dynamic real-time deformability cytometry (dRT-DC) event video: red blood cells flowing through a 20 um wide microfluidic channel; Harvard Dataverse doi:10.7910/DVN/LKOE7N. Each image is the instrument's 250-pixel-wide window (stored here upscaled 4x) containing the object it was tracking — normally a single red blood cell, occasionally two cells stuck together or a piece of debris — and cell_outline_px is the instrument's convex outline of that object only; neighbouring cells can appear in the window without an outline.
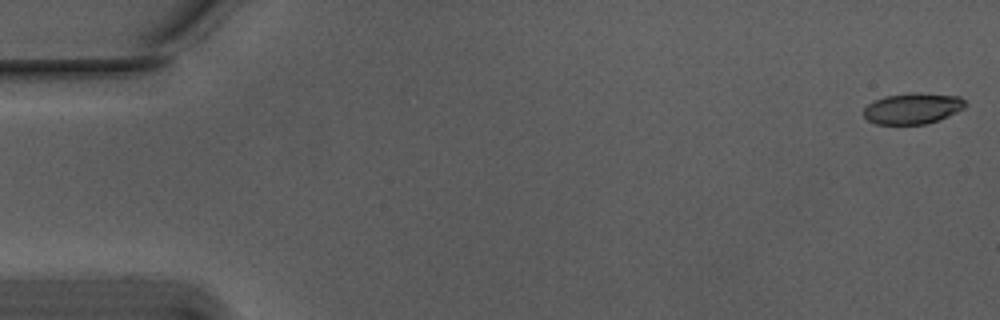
{"species": "Egyptian fruit bat (a non-hibernating species)", "species_latin": "Rousettus aegyptiacus", "temperature_condition": "warm", "stored_images_in_passage": 17, "camera_frame_rate_fps": 3000, "um_per_image_px": 0.085, "animal": {"sex": "male"}, "frame": {"image": 1, "passage_image": 1, "time_ms": 0.0, "image_size_px": [1000, 320], "cell_outline_px": [[968, 104], [964, 108], [948, 116], [928, 124], [876, 124], [868, 120], [864, 116], [864, 108], [868, 104], [876, 100], [888, 96], [916, 92], [960, 96]], "centroid_in_image_um": [77.61, 9.22], "position_along_channel_um": 7.4, "area_um2": 18.26}}
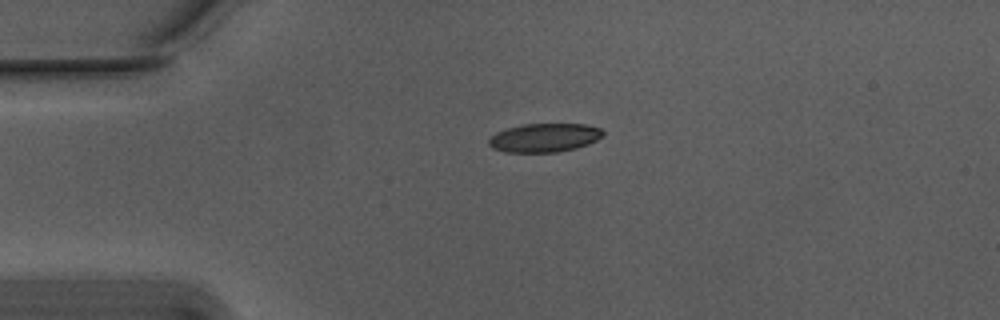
{"frame": {"image": 2, "passage_image": 13, "time_ms": 4.0, "image_size_px": [1000, 320], "cell_outline_px": [[604, 136], [588, 144], [576, 148], [556, 152], [504, 152], [492, 148], [488, 144], [488, 140], [496, 132], [508, 128], [524, 124], [584, 124], [600, 128], [604, 132]], "centroid_in_image_um": [46.27, 11.71], "position_along_channel_um": 38.7, "area_um2": 19.07}}